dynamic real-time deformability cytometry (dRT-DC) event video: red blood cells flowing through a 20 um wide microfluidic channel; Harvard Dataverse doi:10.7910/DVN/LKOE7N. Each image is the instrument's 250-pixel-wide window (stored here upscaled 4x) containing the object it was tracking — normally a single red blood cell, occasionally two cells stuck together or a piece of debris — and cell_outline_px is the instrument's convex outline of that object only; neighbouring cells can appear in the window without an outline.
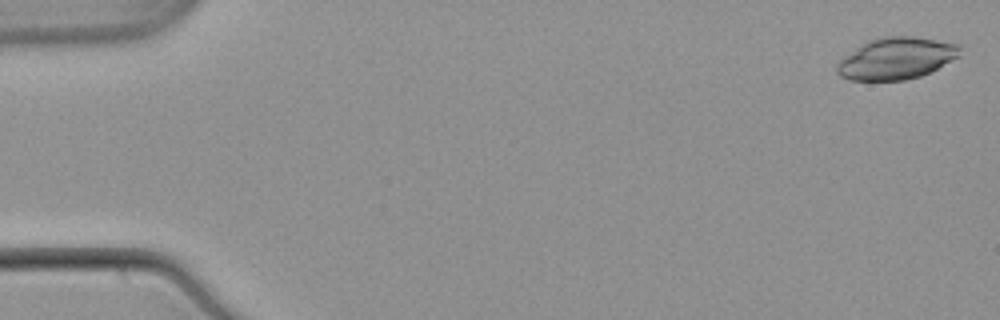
{"species": "common noctule bat (a hibernating species)", "species_latin": "Nyctalus noctula", "temperature_condition": "warm", "stored_images_in_passage": 53, "camera_frame_rate_fps": 3000, "um_per_image_px": 0.085, "animal": {"sex": "male", "body_mass_g": 21.5, "forearm_length_mm": 52.0}, "frame": {"image": 1, "passage_image": 1, "time_ms": 0.0, "image_size_px": [1000, 320], "cell_outline_px": [[964, 44], [960, 56], [920, 76], [904, 80], [848, 80], [840, 76], [836, 72], [836, 64], [844, 56], [860, 44], [868, 40], [884, 36], [912, 36]], "centroid_in_image_um": [76.19, 4.95], "position_along_channel_um": 8.8, "area_um2": 30.17}}
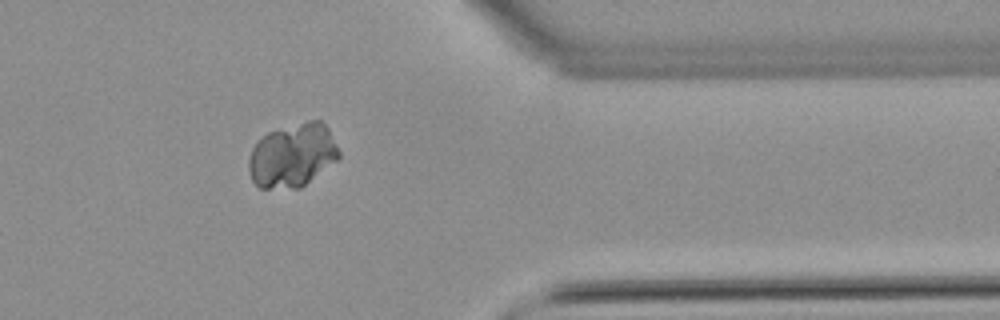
{"frame": {"image": 2, "passage_image": 43, "time_ms": 14.0, "image_size_px": [1000, 320], "cell_outline_px": [[340, 156], [336, 160], [300, 188], [260, 188], [252, 180], [248, 168], [248, 160], [252, 148], [268, 132], [308, 120], [320, 120], [328, 128], [340, 152]], "centroid_in_image_um": [24.85, 13.21], "position_along_channel_um": 386.5, "area_um2": 33.06}}
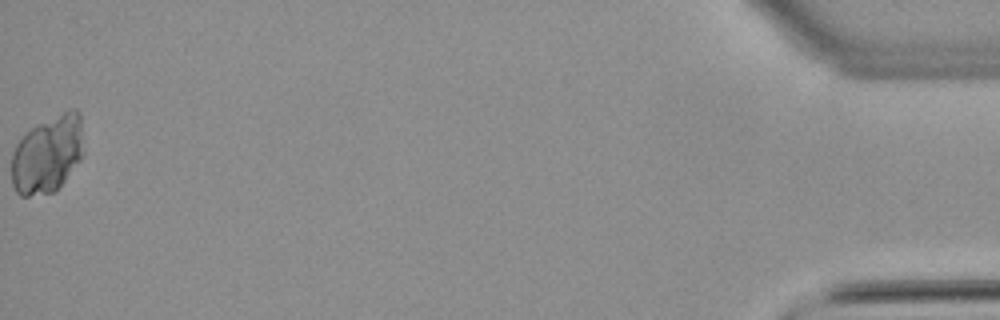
{"frame": {"image": 3, "passage_image": 53, "time_ms": 17.333, "image_size_px": [1000, 320], "cell_outline_px": [[84, 152], [80, 160], [56, 192], [28, 196], [20, 196], [16, 192], [12, 184], [12, 152], [16, 144], [32, 128], [68, 108], [76, 108], [80, 112]], "centroid_in_image_um": [4.07, 13.12], "position_along_channel_um": 431.1, "area_um2": 32.71}}